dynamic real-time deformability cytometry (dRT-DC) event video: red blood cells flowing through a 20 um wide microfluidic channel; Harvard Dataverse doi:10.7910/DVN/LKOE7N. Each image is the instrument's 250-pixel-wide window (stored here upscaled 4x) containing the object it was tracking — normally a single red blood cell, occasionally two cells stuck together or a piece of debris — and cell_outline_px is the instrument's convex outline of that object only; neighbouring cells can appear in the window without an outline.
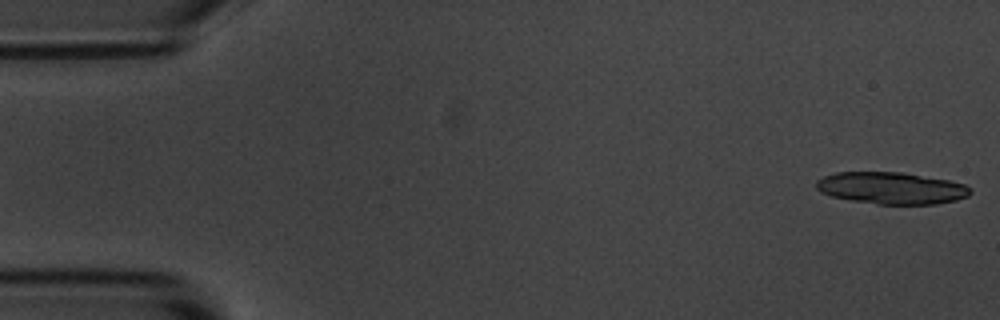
{"species": "common noctule bat (a hibernating species)", "species_latin": "Nyctalus noctula", "temperature_condition": "room temperature", "stored_images_in_passage": 55, "camera_frame_rate_fps": 3000, "um_per_image_px": 0.085, "animal": {"sex": "male", "body_mass_g": 20.1, "forearm_length_mm": 53.5}, "frame": {"image": 1, "passage_image": 1, "time_ms": 0.0, "image_size_px": [1000, 320], "cell_outline_px": [[972, 192], [968, 196], [956, 200], [936, 204], [876, 204], [852, 200], [832, 196], [820, 192], [816, 188], [816, 180], [824, 176], [836, 172], [900, 172], [948, 180], [964, 184], [972, 188]], "centroid_in_image_um": [75.77, 15.99], "position_along_channel_um": 9.2, "area_um2": 28.61}}
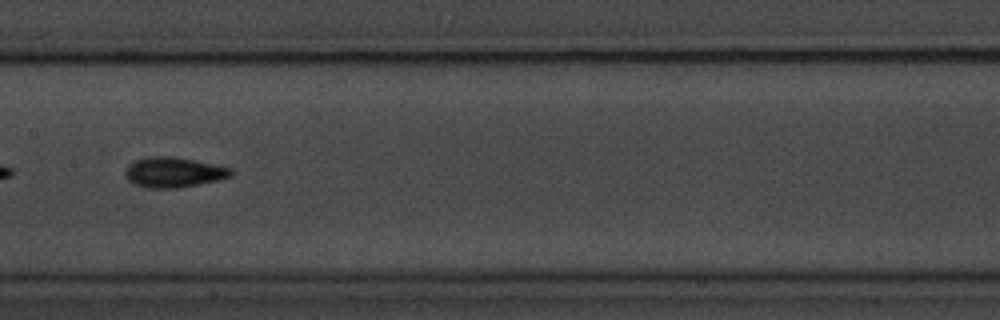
{"frame": {"image": 2, "passage_image": 27, "time_ms": 8.667, "image_size_px": [1000, 320], "cell_outline_px": [[232, 176], [220, 180], [176, 188], [144, 188], [128, 180], [124, 176], [124, 172], [128, 164], [136, 160], [148, 156], [172, 156], [220, 164], [232, 168]], "centroid_in_image_um": [14.78, 14.63], "position_along_channel_um": 192.6, "area_um2": 18.96}}
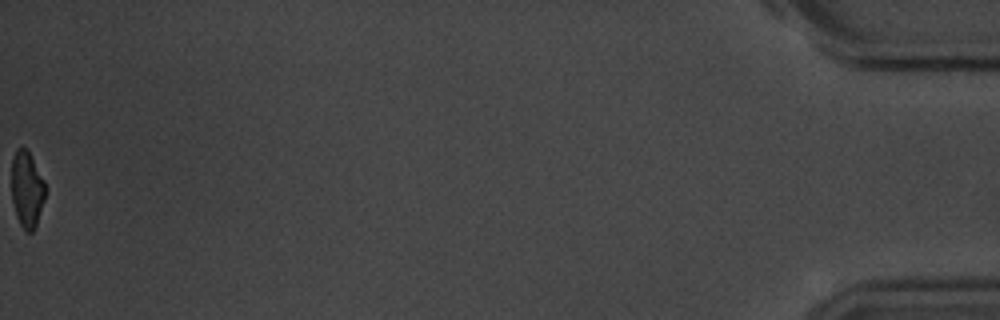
{"frame": {"image": 3, "passage_image": 55, "time_ms": 18.0, "image_size_px": [1000, 320], "cell_outline_px": [[48, 192], [36, 228], [32, 232], [28, 232], [20, 224], [16, 216], [12, 200], [12, 156], [16, 148], [24, 148], [28, 152], [44, 180], [48, 188]], "centroid_in_image_um": [2.33, 16.14], "position_along_channel_um": 432.9, "area_um2": 15.32}, "authors_computed_cell_mechanics": {"area_um2": 17.2822, "velocity_mm_per_s": 3.6688, "shape_relaxation_time_tau1_ms": 2.4669, "shape_relaxation_time_tau2_ms": 3.7941, "deformation_change_tau1": 0.0929, "deformation_change_tau2": 0.1089}}